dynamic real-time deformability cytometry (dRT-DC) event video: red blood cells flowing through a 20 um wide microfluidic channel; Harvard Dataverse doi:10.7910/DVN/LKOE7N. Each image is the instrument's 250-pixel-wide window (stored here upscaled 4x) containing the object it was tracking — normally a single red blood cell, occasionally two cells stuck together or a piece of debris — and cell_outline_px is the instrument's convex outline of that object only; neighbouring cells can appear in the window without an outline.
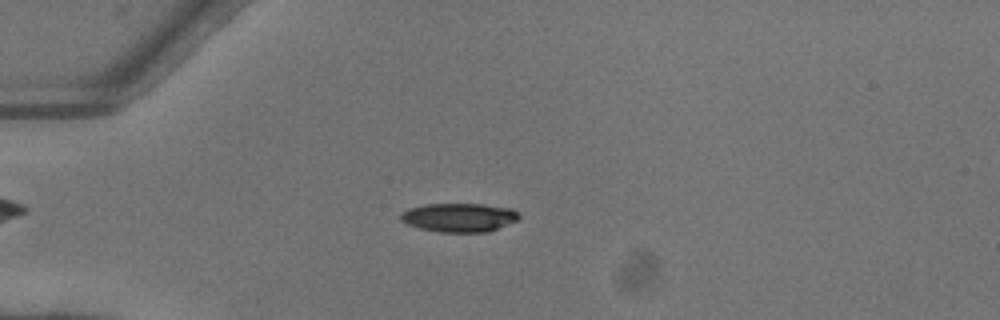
{"species": "common noctule bat (a hibernating species)", "species_latin": "Nyctalus noctula", "temperature_condition": "warm", "stored_images_in_passage": 47, "camera_frame_rate_fps": 3000, "um_per_image_px": 0.085, "animal": {"sex": "female"}, "frame": {"image": 1, "passage_image": 10, "time_ms": 3.0, "image_size_px": [1000, 320], "cell_outline_px": [[520, 216], [516, 220], [488, 232], [440, 232], [420, 228], [408, 224], [400, 220], [400, 212], [408, 208], [424, 204], [480, 204], [512, 208], [520, 212]], "centroid_in_image_um": [39.01, 18.47], "position_along_channel_um": 46.0, "area_um2": 19.88}}
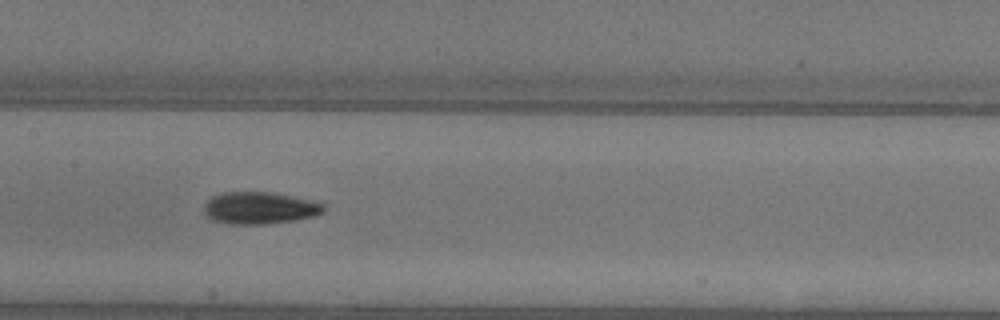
{"frame": {"image": 2, "passage_image": 22, "time_ms": 7.0, "image_size_px": [1000, 320], "cell_outline_px": [[324, 212], [312, 216], [296, 220], [264, 224], [228, 224], [212, 220], [204, 212], [204, 204], [212, 196], [224, 192], [268, 192], [312, 200], [324, 204]], "centroid_in_image_um": [22.04, 17.68], "position_along_channel_um": 185.4, "area_um2": 22.25}}
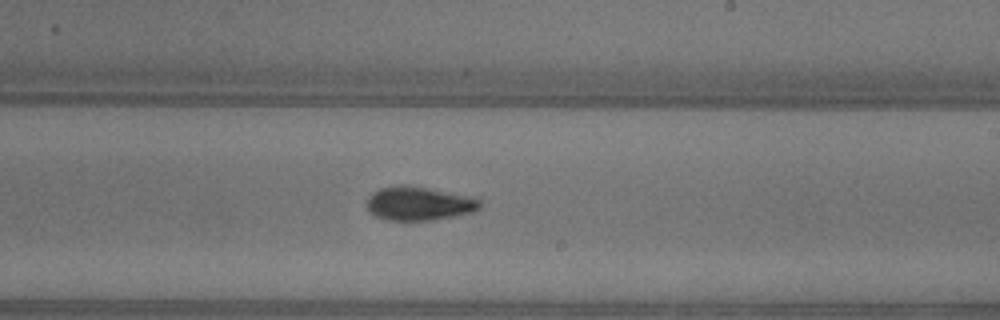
{"frame": {"image": 3, "passage_image": 27, "time_ms": 8.667, "image_size_px": [1000, 320], "cell_outline_px": [[480, 208], [472, 212], [432, 220], [388, 220], [376, 216], [368, 212], [368, 196], [372, 192], [380, 188], [428, 188], [480, 196]], "centroid_in_image_um": [35.7, 17.32], "position_along_channel_um": 253.3, "area_um2": 21.85}, "authors_computed_cell_mechanics": {"area_um2": 20.4612, "velocity_mm_per_s": 4.117, "shape_relaxation_time_tau1_ms": 3.1608, "shape_relaxation_time_tau2_ms": 4.1558, "deformation_change_tau1": 0.1624, "deformation_change_tau2": 0.1131}}